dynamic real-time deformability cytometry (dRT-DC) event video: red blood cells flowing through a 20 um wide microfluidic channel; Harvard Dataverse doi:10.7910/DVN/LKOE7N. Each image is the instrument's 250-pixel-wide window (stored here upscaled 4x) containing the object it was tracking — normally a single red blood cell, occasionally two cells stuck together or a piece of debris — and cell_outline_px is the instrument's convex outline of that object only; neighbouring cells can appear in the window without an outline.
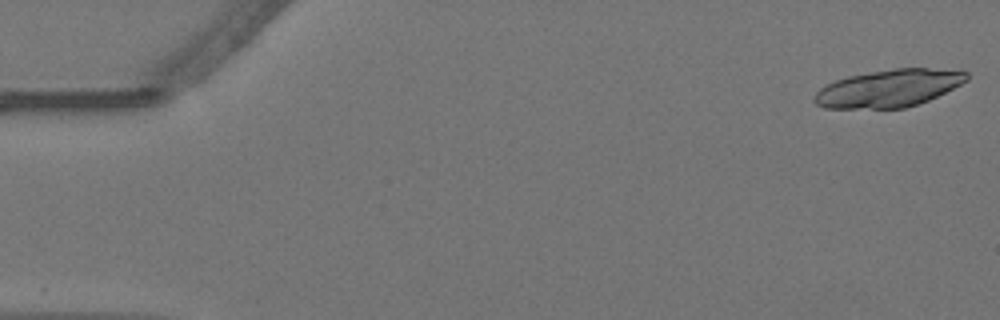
{"species": "Egyptian fruit bat (a non-hibernating species)", "species_latin": "Rousettus aegyptiacus", "temperature_condition": "warm", "stored_images_in_passage": 45, "camera_frame_rate_fps": 3000, "um_per_image_px": 0.085, "animal": {"sex": "female"}, "frame": {"image": 1, "passage_image": 1, "time_ms": 0.0, "image_size_px": [1000, 320], "cell_outline_px": [[968, 80], [928, 100], [904, 108], [824, 108], [816, 104], [812, 100], [812, 96], [820, 88], [836, 80], [848, 76], [896, 68], [928, 68], [968, 72]], "centroid_in_image_um": [75.49, 7.51], "position_along_channel_um": 9.5, "area_um2": 32.83}}
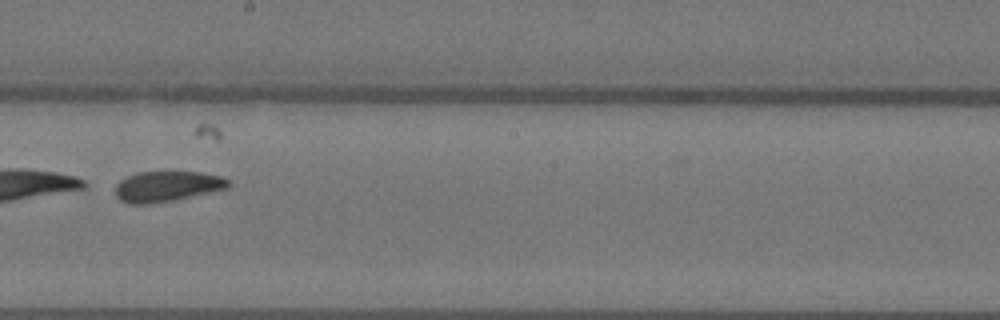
{"frame": {"image": 2, "passage_image": 32, "time_ms": 10.333, "image_size_px": [1000, 320], "cell_outline_px": [[232, 184], [228, 188], [176, 200], [148, 204], [128, 204], [120, 200], [116, 196], [116, 184], [120, 180], [128, 176], [140, 172], [200, 172], [220, 176], [228, 180]], "centroid_in_image_um": [14.2, 15.85], "position_along_channel_um": 234.0, "area_um2": 20.11}}